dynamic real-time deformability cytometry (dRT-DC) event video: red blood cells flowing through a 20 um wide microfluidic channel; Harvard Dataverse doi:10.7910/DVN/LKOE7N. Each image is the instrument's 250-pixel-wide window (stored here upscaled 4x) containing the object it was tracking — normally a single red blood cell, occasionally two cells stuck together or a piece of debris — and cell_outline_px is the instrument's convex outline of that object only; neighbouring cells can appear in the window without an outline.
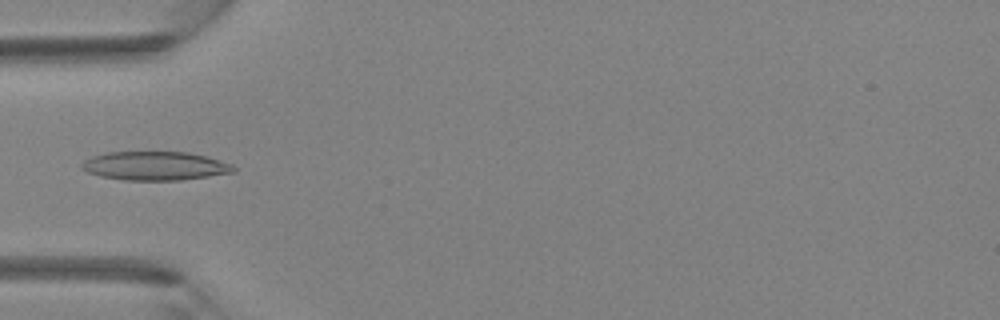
{"species": "Egyptian fruit bat (a non-hibernating species)", "species_latin": "Rousettus aegyptiacus", "temperature_condition": "room temperature", "stored_images_in_passage": 5, "camera_frame_rate_fps": 3000, "um_per_image_px": 0.085, "animal": {"sex": "female"}, "frame": {"image": 1, "passage_image": 5, "time_ms": 1.333, "image_size_px": [1000, 320], "cell_outline_px": [[236, 172], [180, 180], [124, 180], [100, 176], [88, 172], [80, 168], [80, 164], [84, 160], [92, 156], [108, 152], [188, 152], [208, 156], [232, 164], [236, 168]], "centroid_in_image_um": [13.18, 14.1], "position_along_channel_um": 71.8, "area_um2": 25.55}}